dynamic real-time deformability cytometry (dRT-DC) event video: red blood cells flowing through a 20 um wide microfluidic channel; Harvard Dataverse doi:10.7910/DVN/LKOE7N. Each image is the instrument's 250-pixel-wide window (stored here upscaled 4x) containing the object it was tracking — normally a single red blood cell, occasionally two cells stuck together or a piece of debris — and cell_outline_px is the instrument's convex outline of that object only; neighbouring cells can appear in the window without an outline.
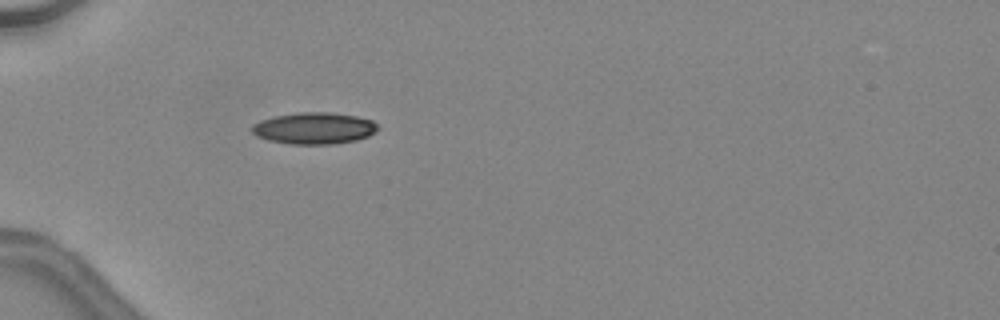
{"species": "common noctule bat (a hibernating species)", "species_latin": "Nyctalus noctula", "temperature_condition": "warm", "stored_images_in_passage": 26, "camera_frame_rate_fps": 3000, "um_per_image_px": 0.085, "animal": {"sex": "female", "body_mass_g": 24.6, "forearm_length_mm": 56.2}, "frame": {"image": 1, "passage_image": 1, "time_ms": 0.0, "image_size_px": [1000, 320], "cell_outline_px": [[380, 128], [376, 132], [368, 136], [356, 140], [332, 144], [288, 144], [268, 140], [256, 136], [252, 132], [252, 124], [260, 120], [276, 116], [300, 112], [332, 112], [356, 116], [372, 120]], "centroid_in_image_um": [26.71, 10.9], "position_along_channel_um": 58.3, "area_um2": 23.29}, "authors_computed_cell_mechanics": {"area_um2": 23.3223, "velocity_mm_per_s": 4.548, "shape_relaxation_time_tau1_ms": 7.2663, "shape_relaxation_time_tau2_ms": 1.3162, "deformation_change_tau1": 0.2319, "deformation_change_tau2": 0.085}}